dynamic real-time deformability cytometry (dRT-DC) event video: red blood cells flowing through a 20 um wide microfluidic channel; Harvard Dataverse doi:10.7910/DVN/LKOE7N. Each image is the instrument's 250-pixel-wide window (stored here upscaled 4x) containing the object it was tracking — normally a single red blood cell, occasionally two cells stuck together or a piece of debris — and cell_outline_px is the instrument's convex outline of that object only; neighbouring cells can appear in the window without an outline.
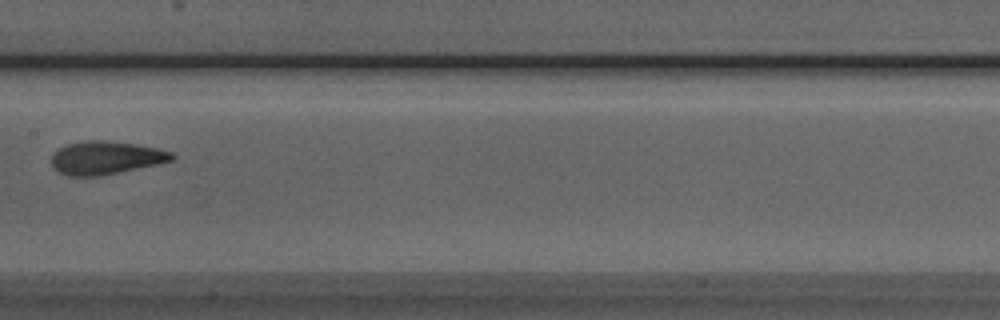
{"species": "Egyptian fruit bat (a non-hibernating species)", "species_latin": "Rousettus aegyptiacus", "temperature_condition": "room temperature", "stored_images_in_passage": 5, "camera_frame_rate_fps": 3000, "um_per_image_px": 0.085, "animal": {"sex": "male"}, "frame": {"image": 1, "passage_image": 5, "time_ms": 4.667, "image_size_px": [1000, 320], "cell_outline_px": [[176, 160], [160, 164], [120, 172], [96, 176], [68, 176], [56, 172], [52, 168], [52, 152], [68, 144], [84, 140], [104, 140], [136, 144], [160, 148], [172, 152], [176, 156]], "centroid_in_image_um": [9.02, 13.41], "position_along_channel_um": 198.4, "area_um2": 23.7}}